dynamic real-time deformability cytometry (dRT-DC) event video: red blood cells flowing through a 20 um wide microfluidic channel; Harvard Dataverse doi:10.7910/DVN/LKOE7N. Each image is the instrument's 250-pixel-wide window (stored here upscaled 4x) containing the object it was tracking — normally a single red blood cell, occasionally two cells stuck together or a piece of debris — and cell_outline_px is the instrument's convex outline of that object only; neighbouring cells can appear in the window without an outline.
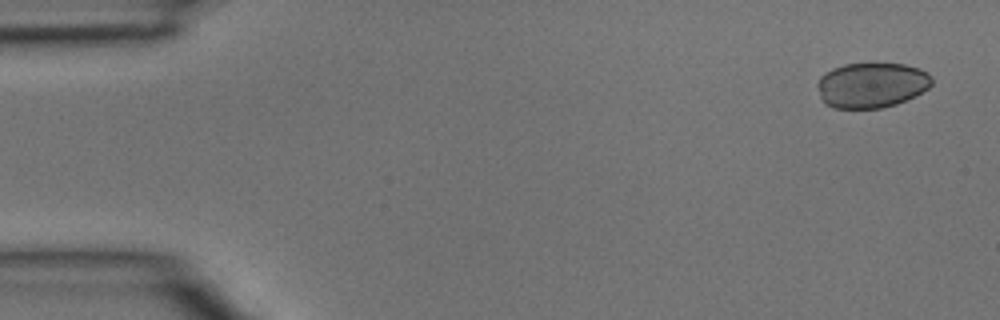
{"species": "common noctule bat (a hibernating species)", "species_latin": "Nyctalus noctula", "temperature_condition": "room temperature", "stored_images_in_passage": 3, "camera_frame_rate_fps": 3000, "um_per_image_px": 0.085, "animal": {"sex": "male", "body_mass_g": 15.6}, "frame": {"image": 1, "passage_image": 1, "time_ms": 0.0, "image_size_px": [1000, 320], "cell_outline_px": [[932, 84], [928, 88], [916, 96], [896, 104], [880, 108], [832, 108], [824, 104], [820, 96], [816, 84], [820, 76], [824, 72], [832, 68], [844, 64], [872, 60], [904, 64], [920, 68], [928, 72], [932, 76]], "centroid_in_image_um": [74.08, 7.18], "position_along_channel_um": 10.9, "area_um2": 31.33}}